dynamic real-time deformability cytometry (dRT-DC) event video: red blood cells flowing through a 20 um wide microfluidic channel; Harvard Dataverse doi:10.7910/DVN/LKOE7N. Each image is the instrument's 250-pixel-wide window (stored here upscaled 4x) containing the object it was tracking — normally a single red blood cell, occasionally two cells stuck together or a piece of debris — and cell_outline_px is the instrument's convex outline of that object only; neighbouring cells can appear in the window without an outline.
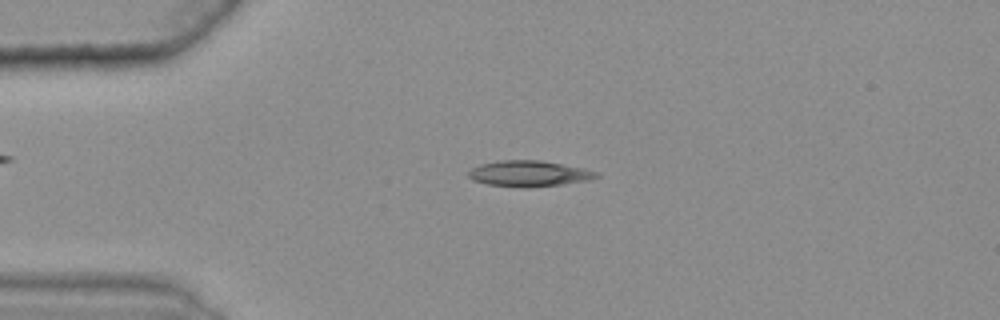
{"species": "common noctule bat (a hibernating species)", "species_latin": "Nyctalus noctula", "temperature_condition": "warm", "stored_images_in_passage": 32, "camera_frame_rate_fps": 3000, "um_per_image_px": 0.085, "animal": {"sex": "female", "body_mass_g": 25.1}, "frame": {"image": 1, "passage_image": 1, "time_ms": 0.0, "image_size_px": [1000, 320], "cell_outline_px": [[600, 176], [588, 180], [560, 184], [528, 188], [488, 184], [472, 180], [468, 176], [468, 172], [472, 168], [480, 164], [500, 160], [540, 160], [600, 172]], "centroid_in_image_um": [44.94, 14.75], "position_along_channel_um": 40.1, "area_um2": 19.07}}
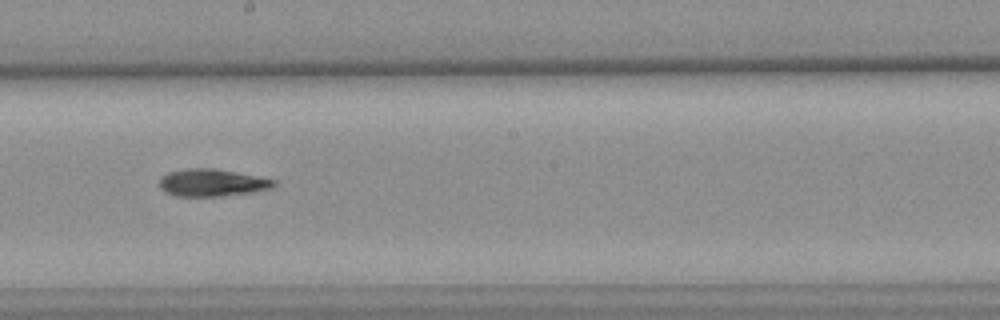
{"frame": {"image": 2, "passage_image": 19, "time_ms": 6.0, "image_size_px": [1000, 320], "cell_outline_px": [[276, 184], [272, 188], [252, 192], [220, 196], [176, 196], [164, 192], [160, 188], [160, 176], [168, 172], [188, 168], [212, 168], [236, 172], [276, 180]], "centroid_in_image_um": [17.99, 15.53], "position_along_channel_um": 230.2, "area_um2": 18.21}}
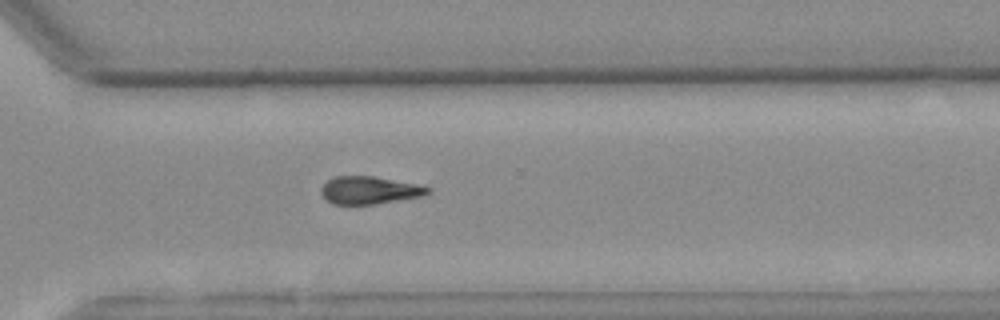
{"frame": {"image": 3, "passage_image": 28, "time_ms": 9.0, "image_size_px": [1000, 320], "cell_outline_px": [[432, 192], [424, 196], [376, 204], [332, 204], [320, 192], [320, 188], [332, 176], [372, 176], [416, 184], [432, 188]], "centroid_in_image_um": [31.42, 16.17], "position_along_channel_um": 339.2, "area_um2": 17.22}, "authors_computed_cell_mechanics": {"area_um2": 18.1203, "velocity_mm_per_s": 3.6304, "shape_relaxation_time_tau1_ms": 10.1899, "shape_relaxation_time_tau2_ms": null, "deformation_change_tau1": 0.2172, "deformation_change_tau2": null}}